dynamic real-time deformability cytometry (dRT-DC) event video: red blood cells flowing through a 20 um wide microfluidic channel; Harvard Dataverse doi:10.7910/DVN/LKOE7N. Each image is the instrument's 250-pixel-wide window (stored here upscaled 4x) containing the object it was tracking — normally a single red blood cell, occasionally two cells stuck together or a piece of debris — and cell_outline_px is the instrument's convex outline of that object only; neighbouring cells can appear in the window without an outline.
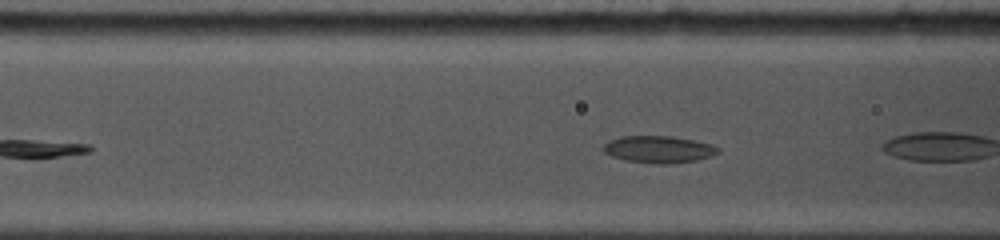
{"species": "common noctule bat (a hibernating species)", "species_latin": "Nyctalus noctula", "temperature_condition": "cold", "stored_images_in_passage": 8, "camera_frame_rate_fps": 5000, "um_per_image_px": 0.085, "animal": {"sex": "female", "body_mass_g": 19.0, "forearm_length_mm": 53.3}, "frame": {"image": 1, "passage_image": 4, "time_ms": 1.2, "image_size_px": [1000, 240], "cell_outline_px": [[720, 148], [716, 152], [708, 156], [696, 160], [672, 164], [656, 164], [624, 160], [612, 156], [604, 152], [600, 148], [608, 140], [620, 136], [672, 136], [712, 144]], "centroid_in_image_um": [55.91, 12.69], "position_along_channel_um": 110.7, "area_um2": 18.09}}